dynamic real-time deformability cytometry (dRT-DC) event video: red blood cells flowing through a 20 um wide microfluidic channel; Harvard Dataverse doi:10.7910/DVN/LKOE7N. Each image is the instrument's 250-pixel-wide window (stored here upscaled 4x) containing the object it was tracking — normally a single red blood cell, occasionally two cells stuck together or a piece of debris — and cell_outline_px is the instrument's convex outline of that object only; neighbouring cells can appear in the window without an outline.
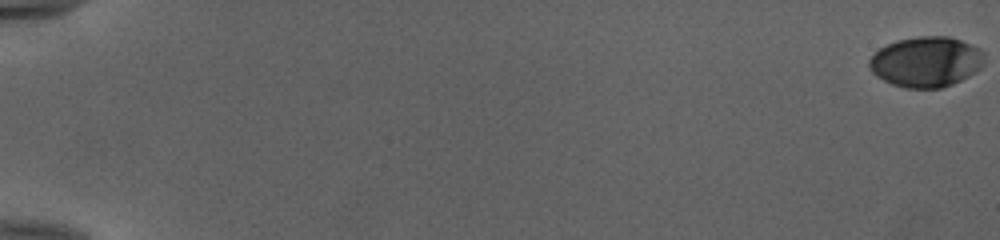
{"species": "human", "species_latin": "Homo sapiens", "temperature_condition": "cold", "stored_images_in_passage": 55, "camera_frame_rate_fps": 3000, "um_per_image_px": 0.085, "donor": {"sex": "female"}, "frame": {"image": 1, "passage_image": 1, "time_ms": 0.0, "image_size_px": [1000, 240], "cell_outline_px": [[984, 64], [976, 72], [952, 84], [940, 88], [904, 88], [892, 84], [876, 76], [868, 68], [868, 60], [880, 48], [896, 40], [920, 36], [948, 36], [960, 40], [980, 48], [984, 52]], "centroid_in_image_um": [78.72, 5.25], "position_along_channel_um": 6.3, "area_um2": 33.93}}
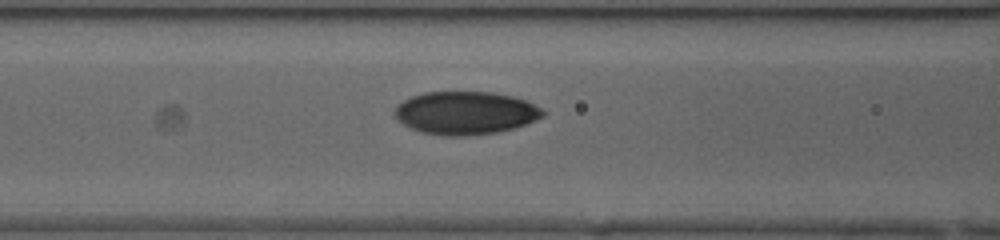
{"frame": {"image": 2, "passage_image": 26, "time_ms": 8.333, "image_size_px": [1000, 240], "cell_outline_px": [[544, 116], [516, 128], [496, 132], [464, 136], [448, 136], [424, 132], [412, 128], [404, 124], [396, 116], [396, 108], [404, 100], [412, 96], [424, 92], [492, 92], [512, 96], [528, 100], [540, 108], [544, 112]], "centroid_in_image_um": [39.62, 9.59], "position_along_channel_um": 127.0, "area_um2": 36.76}}
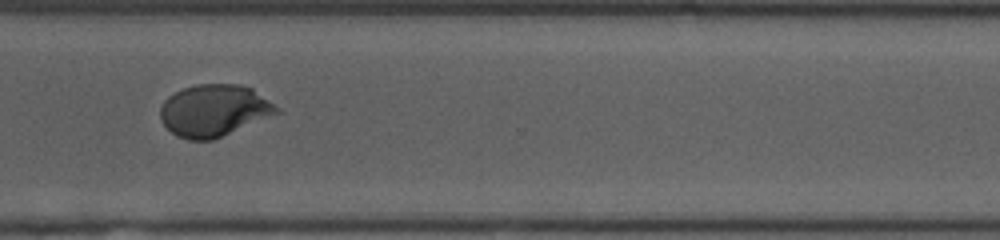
{"frame": {"image": 3, "passage_image": 43, "time_ms": 14.0, "image_size_px": [1000, 240], "cell_outline_px": [[280, 112], [212, 140], [188, 140], [176, 136], [160, 120], [160, 108], [164, 100], [168, 96], [184, 88], [196, 84], [240, 84], [252, 88], [280, 108]], "centroid_in_image_um": [18.17, 9.38], "position_along_channel_um": 352.4, "area_um2": 35.03}, "authors_computed_cell_mechanics": {"area_um2": 35.0268, "velocity_mm_per_s": 3.9827, "shape_relaxation_time_tau1_ms": 5.1317, "shape_relaxation_time_tau2_ms": 0.906, "deformation_change_tau1": 0.1925, "deformation_change_tau2": 0.0402}}